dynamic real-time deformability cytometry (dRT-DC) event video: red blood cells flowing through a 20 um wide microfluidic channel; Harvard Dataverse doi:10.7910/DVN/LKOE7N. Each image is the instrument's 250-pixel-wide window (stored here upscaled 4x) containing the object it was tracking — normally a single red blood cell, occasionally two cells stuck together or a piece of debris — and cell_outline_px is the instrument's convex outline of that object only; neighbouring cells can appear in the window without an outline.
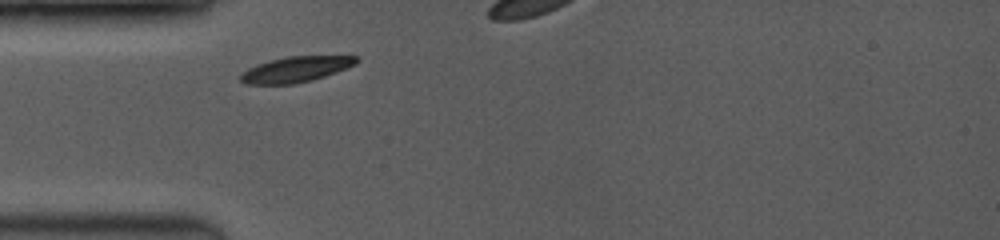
{"species": "common noctule bat (a hibernating species)", "species_latin": "Nyctalus noctula", "temperature_condition": "room temperature", "stored_images_in_passage": 16, "camera_frame_rate_fps": 3500, "um_per_image_px": 0.085, "animal": {"sex": "female", "body_mass_g": 19.0, "forearm_length_mm": 53.3}, "frame": {"image": 1, "passage_image": 1, "time_ms": 0.0, "image_size_px": [1000, 240], "cell_outline_px": [[360, 60], [356, 64], [324, 76], [312, 80], [292, 84], [244, 84], [240, 80], [240, 76], [248, 68], [268, 60], [284, 56], [360, 56]], "centroid_in_image_um": [25.14, 5.88], "position_along_channel_um": 59.9, "area_um2": 17.22}}
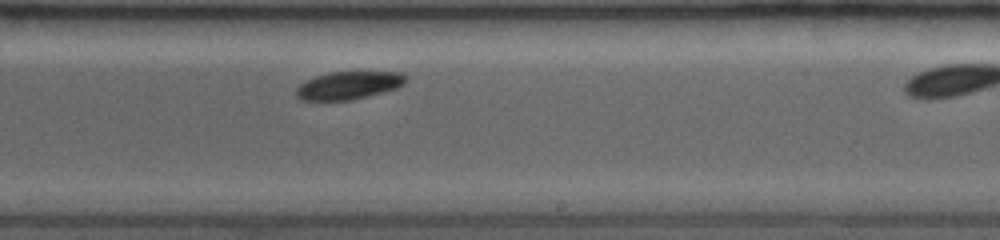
{"frame": {"image": 2, "passage_image": 10, "time_ms": 5.143, "image_size_px": [1000, 240], "cell_outline_px": [[408, 80], [404, 84], [396, 88], [352, 100], [300, 100], [296, 96], [296, 88], [300, 84], [316, 76], [328, 72], [404, 72], [408, 76]], "centroid_in_image_um": [29.66, 7.25], "position_along_channel_um": 259.3, "area_um2": 17.8}}